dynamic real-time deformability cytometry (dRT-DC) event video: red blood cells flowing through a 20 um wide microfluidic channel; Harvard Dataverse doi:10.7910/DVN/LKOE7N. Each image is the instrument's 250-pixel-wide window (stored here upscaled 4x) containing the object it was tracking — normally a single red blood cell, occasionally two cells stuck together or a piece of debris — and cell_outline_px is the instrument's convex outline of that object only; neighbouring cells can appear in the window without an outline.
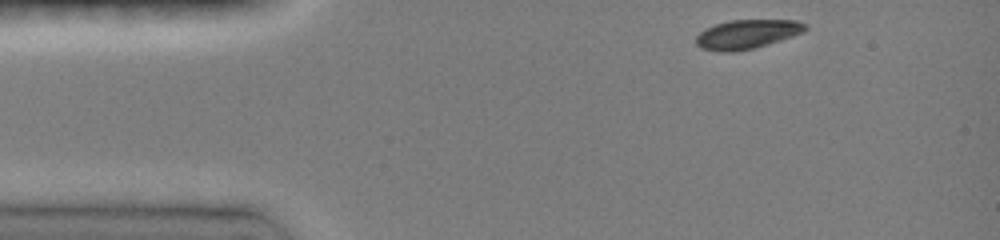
{"species": "common noctule bat (a hibernating species)", "species_latin": "Nyctalus noctula", "temperature_condition": "room temperature", "stored_images_in_passage": 59, "camera_frame_rate_fps": 3000, "um_per_image_px": 0.085, "animal": {"sex": "female", "body_mass_g": 19.0, "forearm_length_mm": 51.5}, "frame": {"image": 1, "passage_image": 1, "time_ms": 0.0, "image_size_px": [1000, 240], "cell_outline_px": [[808, 28], [804, 32], [768, 44], [752, 48], [732, 52], [720, 52], [700, 48], [696, 44], [696, 36], [704, 28], [728, 20], [796, 20], [808, 24]], "centroid_in_image_um": [63.49, 2.9], "position_along_channel_um": 21.5, "area_um2": 18.61}}
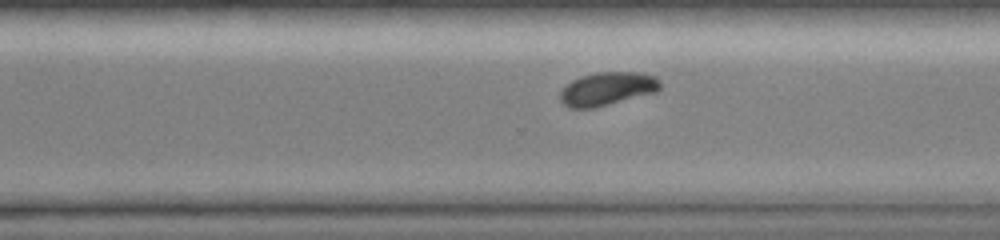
{"frame": {"image": 2, "passage_image": 44, "time_ms": 9.0, "image_size_px": [1000, 240], "cell_outline_px": [[660, 88], [656, 92], [592, 108], [568, 108], [560, 100], [560, 92], [572, 80], [580, 76], [596, 72], [640, 72], [656, 76], [660, 80]], "centroid_in_image_um": [51.63, 7.53], "position_along_channel_um": 319.0, "area_um2": 19.36}}
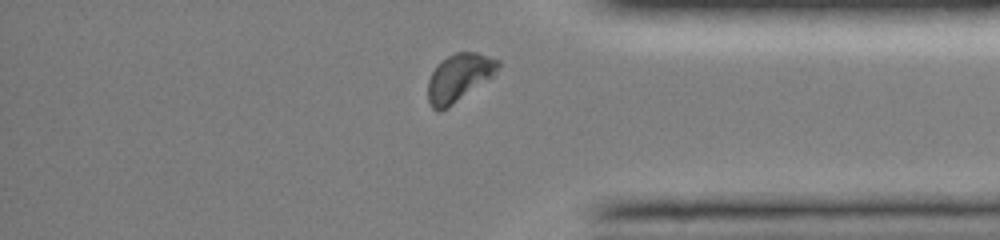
{"frame": {"image": 3, "passage_image": 52, "time_ms": 11.0, "image_size_px": [1000, 240], "cell_outline_px": [[500, 68], [492, 76], [448, 108], [440, 112], [436, 112], [432, 108], [428, 100], [428, 80], [432, 72], [440, 60], [456, 52], [476, 52], [500, 60]], "centroid_in_image_um": [39.0, 6.6], "position_along_channel_um": 396.2, "area_um2": 19.48}, "authors_computed_cell_mechanics": {"area_um2": 19.8832, "velocity_mm_per_s": 4.0151, "shape_relaxation_time_tau1_ms": 2.2408, "shape_relaxation_time_tau2_ms": null, "deformation_change_tau1": 0.1383, "deformation_change_tau2": null}}